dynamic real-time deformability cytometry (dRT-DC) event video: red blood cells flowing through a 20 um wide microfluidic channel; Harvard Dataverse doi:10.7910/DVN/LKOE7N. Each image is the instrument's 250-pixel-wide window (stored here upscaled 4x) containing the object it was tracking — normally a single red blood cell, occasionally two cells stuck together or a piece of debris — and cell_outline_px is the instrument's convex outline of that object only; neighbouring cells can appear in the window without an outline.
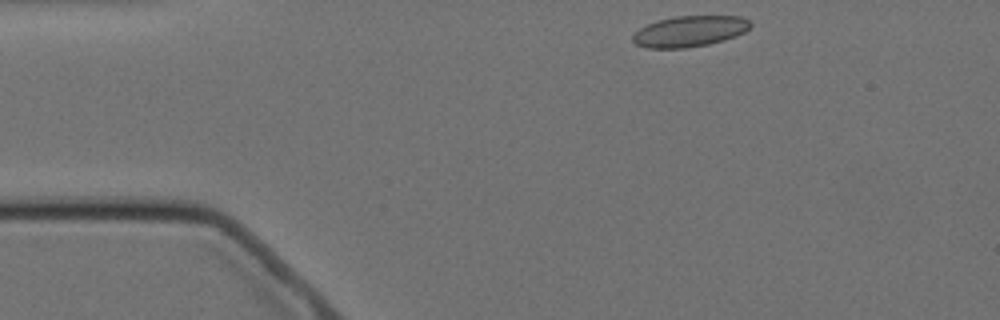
{"species": "Egyptian fruit bat (a non-hibernating species)", "species_latin": "Rousettus aegyptiacus", "temperature_condition": "cold", "stored_images_in_passage": 4, "camera_frame_rate_fps": 3000, "um_per_image_px": 0.085, "animal": {"sex": "female"}, "frame": {"image": 1, "passage_image": 1, "time_ms": 0.0, "image_size_px": [1000, 320], "cell_outline_px": [[752, 24], [744, 32], [736, 36], [724, 40], [708, 44], [684, 48], [648, 48], [636, 44], [632, 40], [632, 36], [640, 28], [656, 20], [676, 16], [740, 16], [748, 20]], "centroid_in_image_um": [58.61, 2.66], "position_along_channel_um": 26.4, "area_um2": 21.1}}
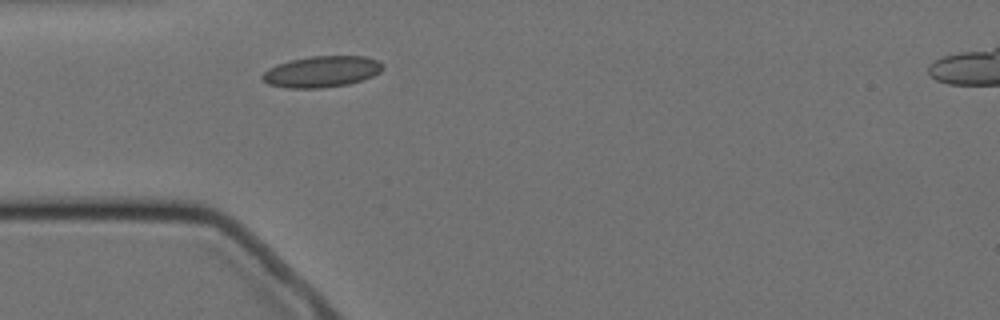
{"frame": {"image": 2, "passage_image": 3, "time_ms": 2.333, "image_size_px": [1000, 320], "cell_outline_px": [[384, 68], [380, 72], [364, 80], [348, 84], [320, 88], [288, 88], [268, 84], [260, 76], [268, 68], [276, 64], [292, 60], [312, 56], [364, 56], [380, 60], [384, 64]], "centroid_in_image_um": [27.38, 6.08], "position_along_channel_um": 57.6, "area_um2": 22.02}}